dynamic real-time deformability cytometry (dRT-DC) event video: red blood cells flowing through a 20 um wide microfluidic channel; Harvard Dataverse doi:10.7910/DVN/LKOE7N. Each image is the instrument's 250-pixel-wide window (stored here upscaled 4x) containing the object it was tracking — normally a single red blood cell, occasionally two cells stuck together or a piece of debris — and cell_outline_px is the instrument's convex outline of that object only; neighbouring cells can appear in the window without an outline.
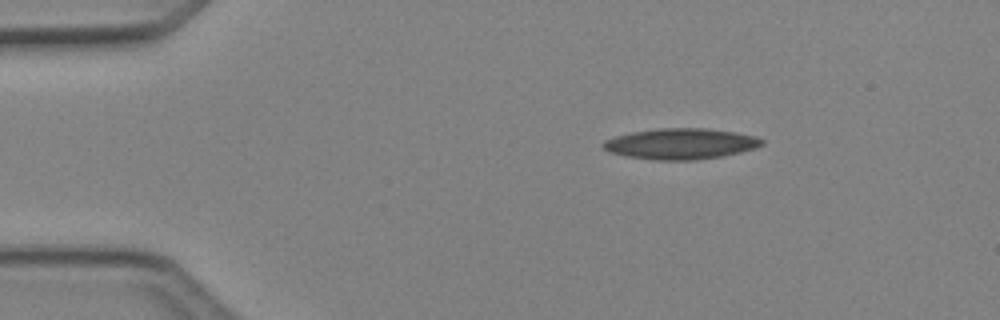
{"species": "Egyptian fruit bat (a non-hibernating species)", "species_latin": "Rousettus aegyptiacus", "temperature_condition": "cold", "stored_images_in_passage": 32, "camera_frame_rate_fps": 3000, "um_per_image_px": 0.085, "animal": {"sex": "female"}, "frame": {"image": 1, "passage_image": 1, "time_ms": 0.0, "image_size_px": [1000, 320], "cell_outline_px": [[764, 144], [756, 148], [740, 152], [720, 156], [696, 160], [656, 160], [624, 156], [608, 152], [600, 144], [604, 140], [616, 136], [632, 132], [660, 128], [708, 128], [736, 132], [756, 136], [764, 140]], "centroid_in_image_um": [57.86, 12.22], "position_along_channel_um": 27.1, "area_um2": 28.67}}
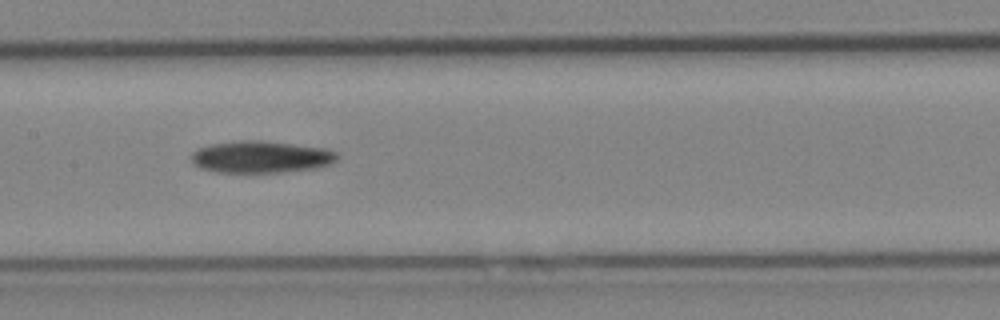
{"frame": {"image": 2, "passage_image": 17, "time_ms": 5.333, "image_size_px": [1000, 320], "cell_outline_px": [[336, 160], [332, 164], [312, 168], [280, 172], [216, 172], [200, 168], [192, 160], [192, 152], [196, 148], [212, 144], [240, 140], [264, 140], [324, 148], [336, 152]], "centroid_in_image_um": [22.15, 13.33], "position_along_channel_um": 185.2, "area_um2": 26.99}}
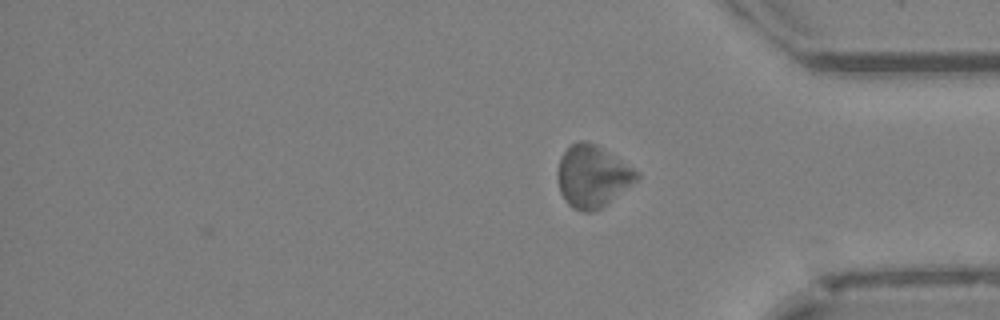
{"frame": {"image": 3, "passage_image": 32, "time_ms": 10.333, "image_size_px": [1000, 320], "cell_outline_px": [[640, 176], [632, 184], [600, 208], [592, 212], [584, 212], [572, 208], [564, 200], [560, 192], [556, 180], [556, 172], [560, 156], [572, 144], [580, 140], [588, 140], [596, 144], [640, 172]], "centroid_in_image_um": [50.31, 14.98], "position_along_channel_um": 384.9, "area_um2": 28.67}}